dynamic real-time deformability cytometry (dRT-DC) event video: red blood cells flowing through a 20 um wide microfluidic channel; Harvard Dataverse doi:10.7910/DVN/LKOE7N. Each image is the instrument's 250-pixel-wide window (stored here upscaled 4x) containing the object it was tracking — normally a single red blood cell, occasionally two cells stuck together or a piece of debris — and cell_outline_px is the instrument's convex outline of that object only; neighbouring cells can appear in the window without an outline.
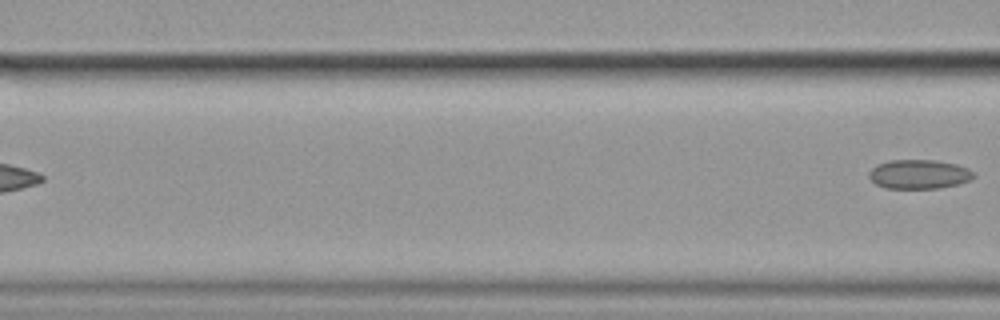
{"species": "common noctule bat (a hibernating species)", "species_latin": "Nyctalus noctula", "temperature_condition": "cold", "stored_images_in_passage": 6, "camera_frame_rate_fps": 3000, "um_per_image_px": 0.085, "animal": {"sex": "female", "body_mass_g": 19.9}, "frame": {"image": 1, "passage_image": 6, "time_ms": 1.667, "image_size_px": [1000, 320], "cell_outline_px": [[976, 176], [960, 184], [940, 188], [884, 188], [876, 184], [868, 176], [868, 172], [876, 164], [888, 160], [936, 160], [956, 164], [968, 168]], "centroid_in_image_um": [78.1, 14.8], "position_along_channel_um": 88.5, "area_um2": 17.92}}